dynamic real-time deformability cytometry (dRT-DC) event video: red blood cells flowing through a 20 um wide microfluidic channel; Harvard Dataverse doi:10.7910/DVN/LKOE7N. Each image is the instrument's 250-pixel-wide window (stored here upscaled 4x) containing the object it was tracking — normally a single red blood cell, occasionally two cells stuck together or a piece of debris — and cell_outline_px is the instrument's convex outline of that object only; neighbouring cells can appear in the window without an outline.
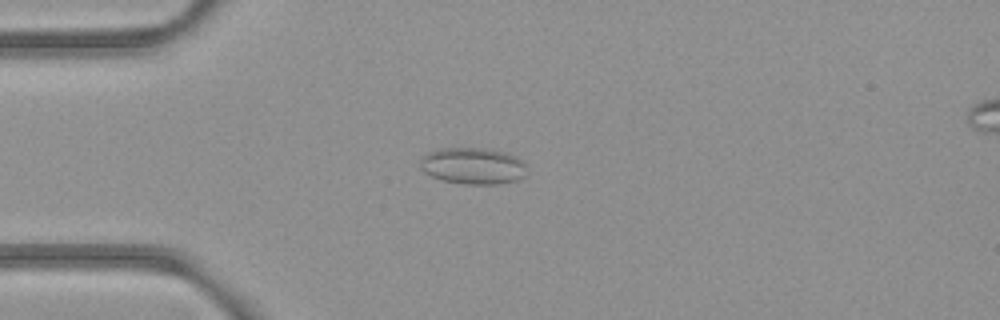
{"species": "common noctule bat (a hibernating species)", "species_latin": "Nyctalus noctula", "temperature_condition": "room temperature", "stored_images_in_passage": 52, "camera_frame_rate_fps": 3000, "um_per_image_px": 0.085, "animal": {"sex": "female", "body_mass_g": 21.9}, "frame": {"image": 1, "passage_image": 13, "time_ms": 4.0, "image_size_px": [1000, 320], "cell_outline_px": [[528, 164], [524, 176], [516, 180], [496, 184], [460, 184], [440, 180], [424, 172], [420, 168], [420, 160], [428, 152], [440, 148], [488, 148], [508, 152], [524, 160]], "centroid_in_image_um": [40.23, 14.09], "position_along_channel_um": 44.8, "area_um2": 23.18}}
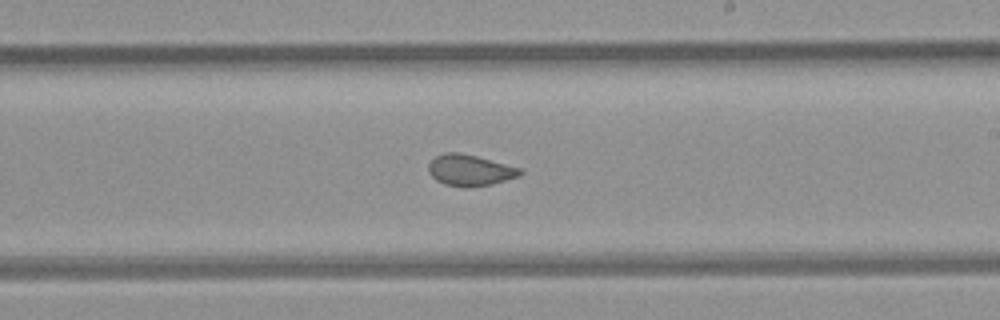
{"frame": {"image": 2, "passage_image": 30, "time_ms": 9.667, "image_size_px": [1000, 320], "cell_outline_px": [[524, 172], [520, 176], [492, 184], [444, 184], [436, 180], [428, 172], [428, 164], [436, 156], [444, 152], [460, 152], [476, 156], [520, 168]], "centroid_in_image_um": [39.94, 14.42], "position_along_channel_um": 249.1, "area_um2": 16.01}}
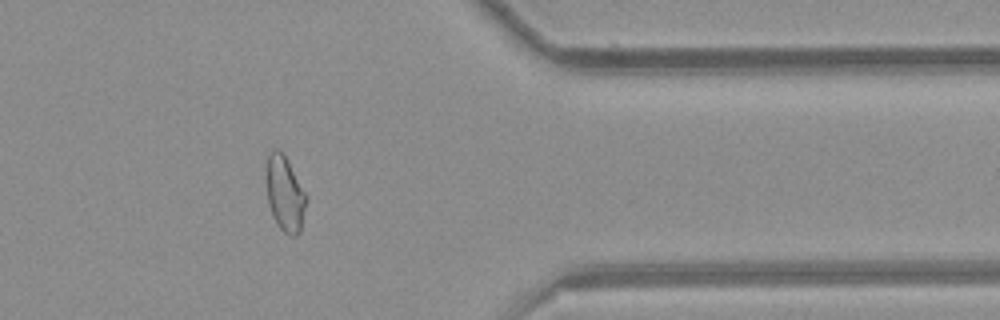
{"frame": {"image": 3, "passage_image": 42, "time_ms": 13.667, "image_size_px": [1000, 320], "cell_outline_px": [[308, 200], [300, 232], [296, 236], [292, 236], [284, 232], [276, 224], [272, 216], [268, 204], [268, 156], [276, 148], [284, 152], [308, 196]], "centroid_in_image_um": [24.27, 16.5], "position_along_channel_um": 387.1, "area_um2": 17.57}, "authors_computed_cell_mechanics": {"area_um2": 18.2937, "velocity_mm_per_s": 3.9161, "shape_relaxation_time_tau1_ms": null, "shape_relaxation_time_tau2_ms": 1.1529, "deformation_change_tau1": null, "deformation_change_tau2": 0.0619}}